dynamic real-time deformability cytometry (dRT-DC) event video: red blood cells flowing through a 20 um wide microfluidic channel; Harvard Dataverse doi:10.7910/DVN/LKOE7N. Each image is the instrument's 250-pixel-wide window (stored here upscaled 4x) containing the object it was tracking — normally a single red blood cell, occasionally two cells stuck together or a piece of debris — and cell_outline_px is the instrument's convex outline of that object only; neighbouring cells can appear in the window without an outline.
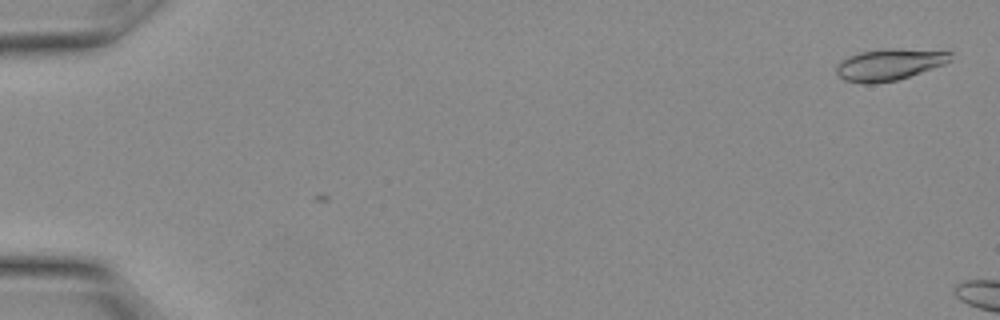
{"species": "Egyptian fruit bat (a non-hibernating species)", "species_latin": "Rousettus aegyptiacus", "temperature_condition": "warm", "stored_images_in_passage": 2, "camera_frame_rate_fps": 3000, "um_per_image_px": 0.085, "animal": {"sex": "female"}, "frame": {"image": 1, "passage_image": 1, "time_ms": 0.0, "image_size_px": [1000, 320], "cell_outline_px": [[952, 60], [944, 64], [896, 80], [872, 84], [864, 84], [844, 80], [836, 72], [836, 64], [840, 60], [848, 56], [860, 52], [884, 48], [896, 48], [952, 52]], "centroid_in_image_um": [75.55, 5.48], "position_along_channel_um": 9.5, "area_um2": 20.98}}